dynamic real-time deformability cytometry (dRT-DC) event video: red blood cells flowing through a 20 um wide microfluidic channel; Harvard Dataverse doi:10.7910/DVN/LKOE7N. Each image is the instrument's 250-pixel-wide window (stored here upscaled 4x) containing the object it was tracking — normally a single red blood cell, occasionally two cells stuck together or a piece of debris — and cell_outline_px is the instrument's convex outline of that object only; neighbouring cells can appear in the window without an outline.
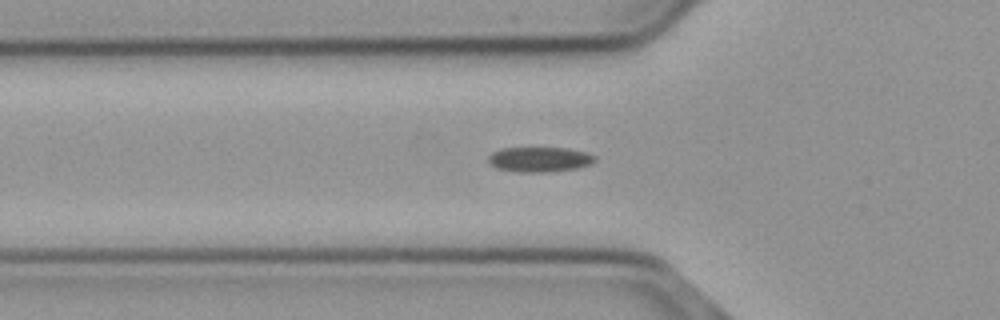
{"species": "common noctule bat (a hibernating species)", "species_latin": "Nyctalus noctula", "temperature_condition": "cold", "stored_images_in_passage": 56, "camera_frame_rate_fps": 3000, "um_per_image_px": 0.085, "animal": {"sex": "male", "body_mass_g": 23.1, "forearm_length_mm": 52.7}, "frame": {"image": 1, "passage_image": 18, "time_ms": 5.667, "image_size_px": [1000, 320], "cell_outline_px": [[596, 160], [592, 164], [576, 168], [544, 172], [520, 172], [496, 168], [488, 160], [488, 156], [492, 152], [500, 148], [568, 148], [588, 152], [596, 156]], "centroid_in_image_um": [45.89, 13.54], "position_along_channel_um": 79.9, "area_um2": 15.55}}
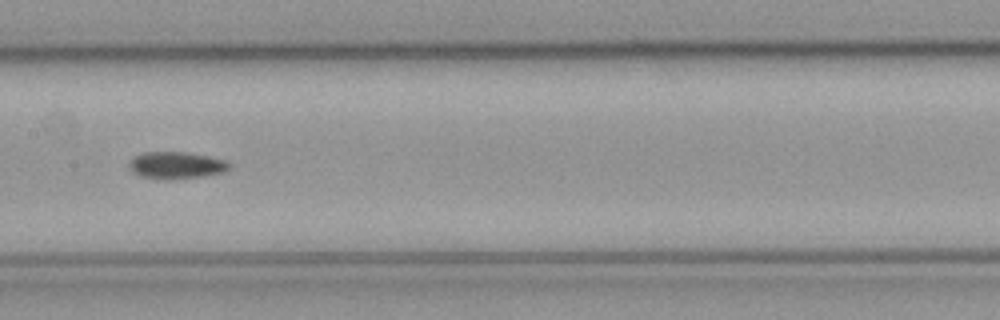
{"frame": {"image": 2, "passage_image": 27, "time_ms": 8.667, "image_size_px": [1000, 320], "cell_outline_px": [[232, 164], [224, 172], [204, 176], [176, 180], [164, 180], [140, 176], [132, 172], [128, 168], [128, 164], [136, 156], [144, 152], [184, 152], [208, 156], [228, 160]], "centroid_in_image_um": [15.0, 14.07], "position_along_channel_um": 192.4, "area_um2": 16.01}}
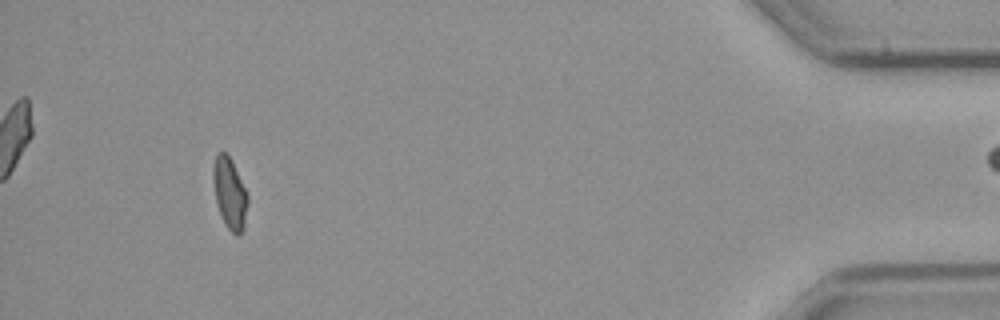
{"frame": {"image": 3, "passage_image": 51, "time_ms": 16.667, "image_size_px": [1000, 320], "cell_outline_px": [[248, 204], [244, 228], [240, 236], [236, 236], [224, 224], [216, 200], [212, 180], [212, 168], [216, 156], [220, 152], [228, 152], [232, 160], [248, 196]], "centroid_in_image_um": [19.53, 16.44], "position_along_channel_um": 415.7, "area_um2": 14.45}, "authors_computed_cell_mechanics": {"area_um2": 15.0569, "velocity_mm_per_s": 3.698, "shape_relaxation_time_tau1_ms": 7.5059, "shape_relaxation_time_tau2_ms": null, "deformation_change_tau1": 0.1231, "deformation_change_tau2": null}}